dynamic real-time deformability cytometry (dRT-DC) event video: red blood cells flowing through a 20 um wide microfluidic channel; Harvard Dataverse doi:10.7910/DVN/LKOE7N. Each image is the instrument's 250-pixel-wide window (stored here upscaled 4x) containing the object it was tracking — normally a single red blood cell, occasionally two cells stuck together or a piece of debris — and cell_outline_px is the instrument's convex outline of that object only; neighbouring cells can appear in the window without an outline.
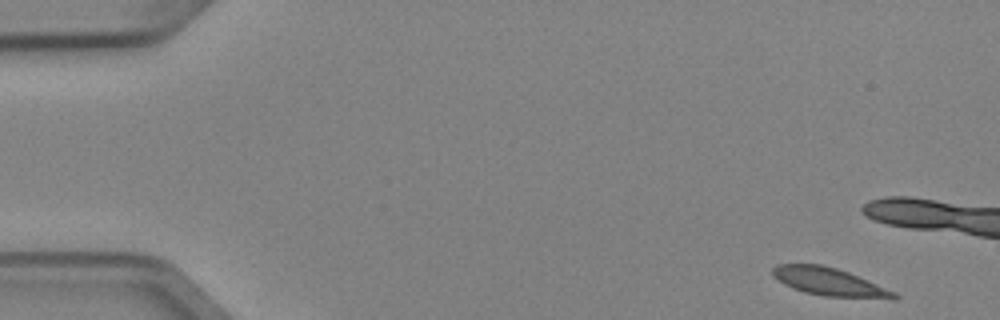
{"species": "Egyptian fruit bat (a non-hibernating species)", "species_latin": "Rousettus aegyptiacus", "temperature_condition": "cold", "stored_images_in_passage": 5, "camera_frame_rate_fps": 3000, "um_per_image_px": 0.085, "animal": {"sex": "female"}, "frame": {"image": 1, "passage_image": 1, "time_ms": 0.0, "image_size_px": [1000, 320], "cell_outline_px": [[900, 296], [896, 300], [892, 300], [824, 296], [804, 292], [784, 284], [772, 276], [772, 268], [776, 264], [820, 264], [836, 268], [848, 272], [868, 280], [896, 292]], "centroid_in_image_um": [70.55, 23.98], "position_along_channel_um": 14.5, "area_um2": 20.06}}